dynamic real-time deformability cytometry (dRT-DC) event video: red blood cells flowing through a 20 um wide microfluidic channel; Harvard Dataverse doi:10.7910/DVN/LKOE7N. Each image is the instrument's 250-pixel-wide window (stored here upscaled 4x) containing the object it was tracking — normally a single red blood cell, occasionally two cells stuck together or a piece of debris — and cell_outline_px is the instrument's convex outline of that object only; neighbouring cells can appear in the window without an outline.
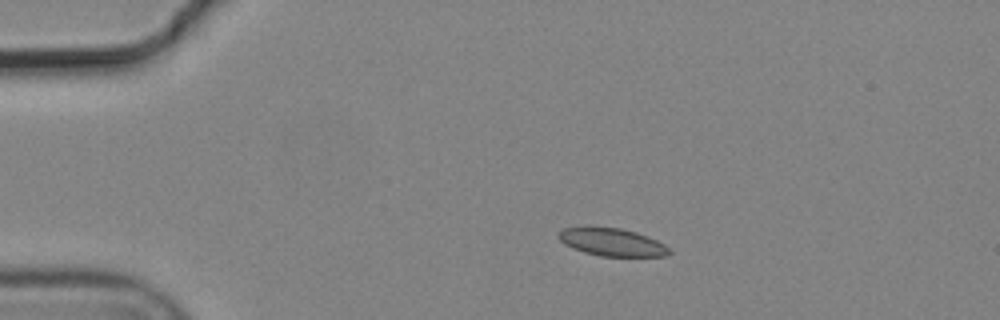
{"species": "common noctule bat (a hibernating species)", "species_latin": "Nyctalus noctula", "temperature_condition": "cold", "stored_images_in_passage": 4, "camera_frame_rate_fps": 3000, "um_per_image_px": 0.085, "animal": {"sex": "male", "body_mass_g": 19.2, "forearm_length_mm": 51.8}, "frame": {"image": 1, "passage_image": 3, "time_ms": 0.667, "image_size_px": [1000, 320], "cell_outline_px": [[672, 252], [664, 256], [600, 256], [584, 252], [572, 248], [564, 244], [556, 236], [564, 228], [620, 228], [636, 232], [648, 236], [664, 244]], "centroid_in_image_um": [52.03, 20.6], "position_along_channel_um": 33.0, "area_um2": 17.57}}